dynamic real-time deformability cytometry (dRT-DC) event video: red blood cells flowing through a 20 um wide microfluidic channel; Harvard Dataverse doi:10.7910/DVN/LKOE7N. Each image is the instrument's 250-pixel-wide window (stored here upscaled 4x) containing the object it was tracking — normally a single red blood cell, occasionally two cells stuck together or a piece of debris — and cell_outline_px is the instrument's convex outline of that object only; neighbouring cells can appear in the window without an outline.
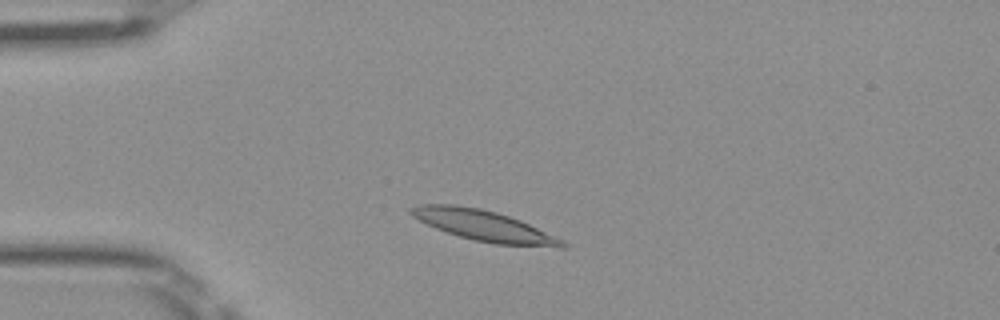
{"species": "Egyptian fruit bat (a non-hibernating species)", "species_latin": "Rousettus aegyptiacus", "temperature_condition": "room temperature", "stored_images_in_passage": 45, "camera_frame_rate_fps": 3000, "um_per_image_px": 0.085, "frame": {"image": 1, "passage_image": 7, "time_ms": 2.0, "image_size_px": [1000, 320], "cell_outline_px": [[568, 248], [560, 248], [496, 244], [476, 240], [460, 236], [436, 228], [412, 216], [408, 212], [408, 208], [420, 204], [456, 204], [480, 208], [496, 212], [520, 220], [564, 240], [568, 244]], "centroid_in_image_um": [41.17, 19.18], "position_along_channel_um": 43.8, "area_um2": 26.99}}
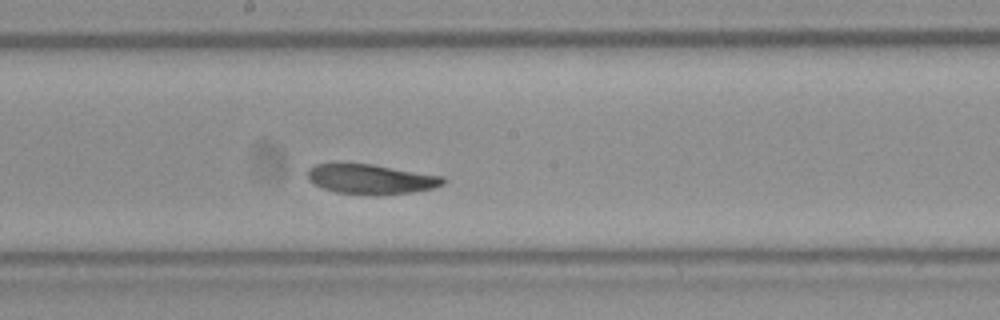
{"frame": {"image": 2, "passage_image": 22, "time_ms": 7.0, "image_size_px": [1000, 320], "cell_outline_px": [[448, 180], [444, 184], [432, 188], [412, 192], [336, 192], [324, 188], [308, 180], [308, 168], [316, 164], [372, 164], [444, 176]], "centroid_in_image_um": [31.57, 15.18], "position_along_channel_um": 216.6, "area_um2": 22.48}}
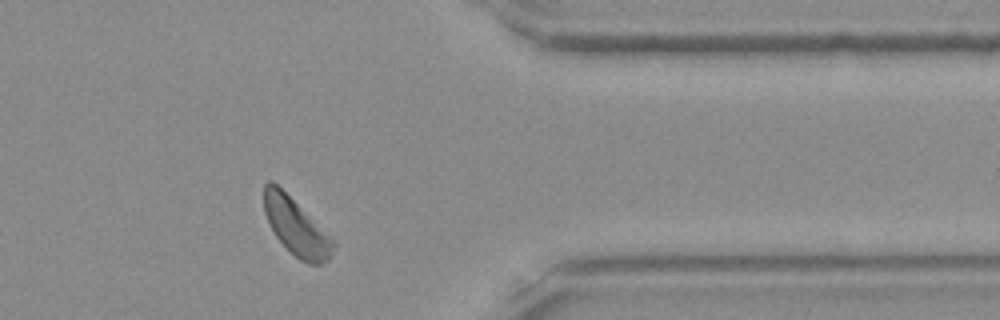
{"frame": {"image": 3, "passage_image": 36, "time_ms": 11.667, "image_size_px": [1000, 320], "cell_outline_px": [[336, 244], [328, 260], [320, 264], [308, 264], [300, 260], [276, 236], [264, 212], [264, 184], [268, 180], [272, 180]], "centroid_in_image_um": [25.13, 19.3], "position_along_channel_um": 386.3, "area_um2": 21.68}, "authors_computed_cell_mechanics": {"area_um2": 24.1604, "velocity_mm_per_s": 3.9511, "shape_relaxation_time_tau1_ms": 3.9581, "shape_relaxation_time_tau2_ms": 3.6746, "deformation_change_tau1": 0.1084, "deformation_change_tau2": 0.0814}}